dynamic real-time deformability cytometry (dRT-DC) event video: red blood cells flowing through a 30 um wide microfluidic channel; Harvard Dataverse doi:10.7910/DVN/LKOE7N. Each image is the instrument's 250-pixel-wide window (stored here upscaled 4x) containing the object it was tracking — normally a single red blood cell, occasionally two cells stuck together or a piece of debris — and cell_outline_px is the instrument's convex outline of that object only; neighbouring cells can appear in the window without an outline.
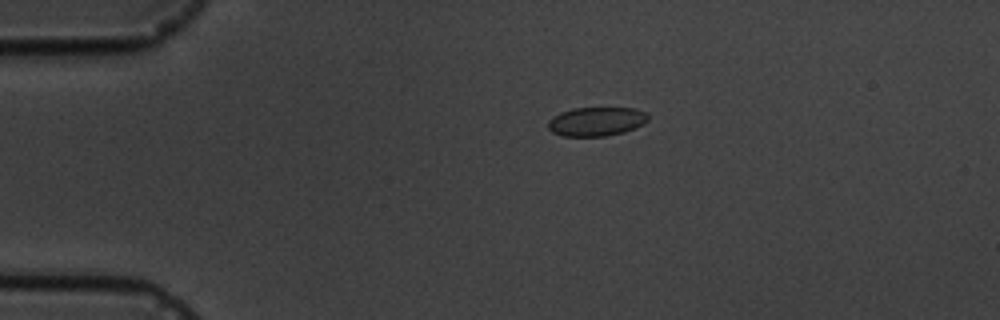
{"species": "common noctule bat (a hibernating species)", "species_latin": "Nyctalus noctula", "temperature_condition": "cold", "stored_images_in_passage": 4, "camera_frame_rate_fps": 3000, "um_per_image_px": 0.085, "animal": {"sex": "male", "body_mass_g": 19.5, "forearm_length_mm": 54.6}, "frame": {"image": 1, "passage_image": 4, "time_ms": 3.667, "image_size_px": [1000, 320], "cell_outline_px": [[648, 120], [644, 124], [624, 132], [604, 136], [564, 136], [552, 132], [548, 128], [548, 120], [560, 112], [572, 108], [632, 108], [648, 112]], "centroid_in_image_um": [50.7, 10.32], "position_along_channel_um": 34.3, "area_um2": 16.94}}